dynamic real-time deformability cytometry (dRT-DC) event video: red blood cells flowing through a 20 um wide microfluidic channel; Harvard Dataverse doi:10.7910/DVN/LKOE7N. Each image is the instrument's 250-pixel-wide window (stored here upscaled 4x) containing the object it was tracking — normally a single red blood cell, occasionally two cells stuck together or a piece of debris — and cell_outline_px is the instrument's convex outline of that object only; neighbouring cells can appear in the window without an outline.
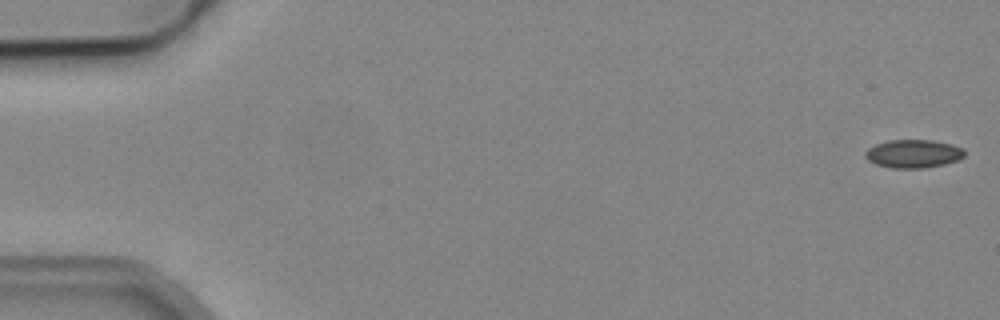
{"species": "common noctule bat (a hibernating species)", "species_latin": "Nyctalus noctula", "temperature_condition": "cold", "stored_images_in_passage": 53, "camera_frame_rate_fps": 3000, "um_per_image_px": 0.085, "animal": {"sex": "male", "body_mass_g": 19.2, "forearm_length_mm": 51.8}, "frame": {"image": 1, "passage_image": 1, "time_ms": 0.0, "image_size_px": [1000, 320], "cell_outline_px": [[964, 156], [960, 160], [944, 164], [924, 168], [892, 168], [876, 164], [868, 160], [864, 156], [864, 152], [868, 148], [876, 144], [888, 140], [932, 140], [952, 144], [964, 148]], "centroid_in_image_um": [77.64, 13.06], "position_along_channel_um": 7.4, "area_um2": 16.47}}
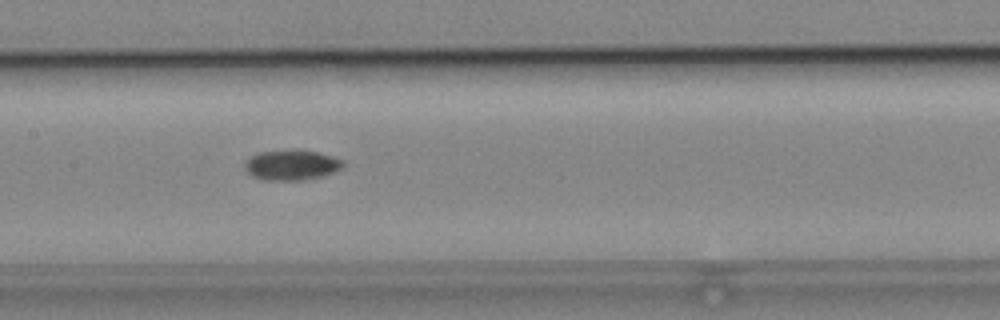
{"frame": {"image": 2, "passage_image": 26, "time_ms": 8.333, "image_size_px": [1000, 320], "cell_outline_px": [[344, 168], [336, 172], [320, 176], [300, 180], [264, 180], [252, 176], [244, 168], [244, 164], [252, 156], [260, 152], [316, 152], [332, 156], [344, 160]], "centroid_in_image_um": [24.82, 14.07], "position_along_channel_um": 182.6, "area_um2": 16.7}}
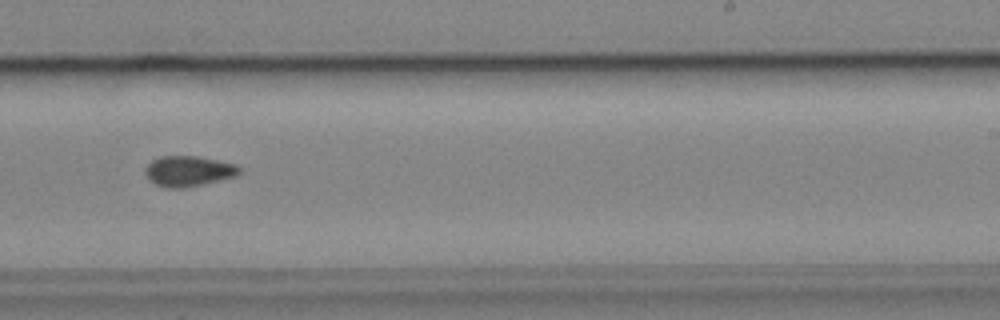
{"frame": {"image": 3, "passage_image": 33, "time_ms": 10.667, "image_size_px": [1000, 320], "cell_outline_px": [[240, 172], [236, 176], [184, 188], [168, 188], [156, 184], [148, 180], [144, 172], [144, 168], [152, 160], [160, 156], [196, 156], [236, 164], [240, 168]], "centroid_in_image_um": [15.98, 14.54], "position_along_channel_um": 273.0, "area_um2": 16.65}}